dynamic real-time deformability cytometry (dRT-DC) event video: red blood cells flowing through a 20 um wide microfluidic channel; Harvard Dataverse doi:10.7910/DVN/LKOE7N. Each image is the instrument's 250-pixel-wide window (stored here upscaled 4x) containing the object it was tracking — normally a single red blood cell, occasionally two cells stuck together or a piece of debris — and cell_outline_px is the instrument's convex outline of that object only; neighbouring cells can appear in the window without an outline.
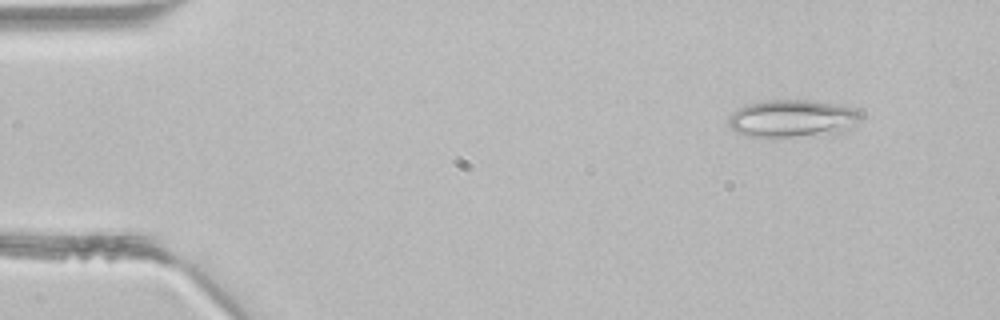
{"species": "common noctule bat (a hibernating species)", "species_latin": "Nyctalus noctula", "temperature_condition": "room temperature", "stored_images_in_passage": 3, "camera_frame_rate_fps": 3000, "um_per_image_px": 0.085, "animal": {"sex": "male", "body_mass_g": 21.5, "forearm_length_mm": 52.0}, "frame": {"image": 1, "passage_image": 1, "time_ms": 0.0, "image_size_px": [1000, 320], "cell_outline_px": [[860, 120], [836, 132], [792, 136], [748, 136], [736, 132], [728, 124], [728, 116], [732, 112], [744, 104], [768, 100], [808, 100], [856, 108], [860, 112]], "centroid_in_image_um": [67.25, 10.04], "position_along_channel_um": 17.7, "area_um2": 28.21}}